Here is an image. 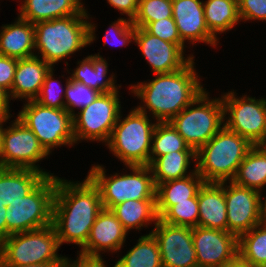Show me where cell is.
<instances>
[{"instance_id": "obj_1", "label": "cell", "mask_w": 266, "mask_h": 267, "mask_svg": "<svg viewBox=\"0 0 266 267\" xmlns=\"http://www.w3.org/2000/svg\"><path fill=\"white\" fill-rule=\"evenodd\" d=\"M103 209L100 191L87 175L81 181L56 175L52 225L60 247L72 244L80 250Z\"/></svg>"}, {"instance_id": "obj_2", "label": "cell", "mask_w": 266, "mask_h": 267, "mask_svg": "<svg viewBox=\"0 0 266 267\" xmlns=\"http://www.w3.org/2000/svg\"><path fill=\"white\" fill-rule=\"evenodd\" d=\"M196 64L193 58L178 71L129 84V95L139 99L135 107L157 122H169L206 89Z\"/></svg>"}, {"instance_id": "obj_3", "label": "cell", "mask_w": 266, "mask_h": 267, "mask_svg": "<svg viewBox=\"0 0 266 267\" xmlns=\"http://www.w3.org/2000/svg\"><path fill=\"white\" fill-rule=\"evenodd\" d=\"M94 15H71L34 24L35 56L42 58L52 67L63 61L65 68L72 57L98 40V24ZM97 39V40H96ZM67 60V61H66Z\"/></svg>"}, {"instance_id": "obj_4", "label": "cell", "mask_w": 266, "mask_h": 267, "mask_svg": "<svg viewBox=\"0 0 266 267\" xmlns=\"http://www.w3.org/2000/svg\"><path fill=\"white\" fill-rule=\"evenodd\" d=\"M91 165L87 176L98 187L105 209L111 210L126 200H156V185L149 165H125L121 172L110 175L105 165L98 162Z\"/></svg>"}, {"instance_id": "obj_5", "label": "cell", "mask_w": 266, "mask_h": 267, "mask_svg": "<svg viewBox=\"0 0 266 267\" xmlns=\"http://www.w3.org/2000/svg\"><path fill=\"white\" fill-rule=\"evenodd\" d=\"M253 145L225 125L196 151V172L204 182L232 181Z\"/></svg>"}, {"instance_id": "obj_6", "label": "cell", "mask_w": 266, "mask_h": 267, "mask_svg": "<svg viewBox=\"0 0 266 267\" xmlns=\"http://www.w3.org/2000/svg\"><path fill=\"white\" fill-rule=\"evenodd\" d=\"M123 112L124 109L105 147L124 166L149 165L152 135L158 122L135 106L130 108L128 114Z\"/></svg>"}, {"instance_id": "obj_7", "label": "cell", "mask_w": 266, "mask_h": 267, "mask_svg": "<svg viewBox=\"0 0 266 267\" xmlns=\"http://www.w3.org/2000/svg\"><path fill=\"white\" fill-rule=\"evenodd\" d=\"M207 88L169 123L197 151L224 126V105L219 94L210 96Z\"/></svg>"}, {"instance_id": "obj_8", "label": "cell", "mask_w": 266, "mask_h": 267, "mask_svg": "<svg viewBox=\"0 0 266 267\" xmlns=\"http://www.w3.org/2000/svg\"><path fill=\"white\" fill-rule=\"evenodd\" d=\"M15 116L35 134L40 144L50 154L58 148H74L73 116L65 109L40 105L35 100L23 102ZM56 148V149H55Z\"/></svg>"}, {"instance_id": "obj_9", "label": "cell", "mask_w": 266, "mask_h": 267, "mask_svg": "<svg viewBox=\"0 0 266 267\" xmlns=\"http://www.w3.org/2000/svg\"><path fill=\"white\" fill-rule=\"evenodd\" d=\"M60 245L53 225L15 233L0 243V256L16 265L64 263L66 255L58 253Z\"/></svg>"}, {"instance_id": "obj_10", "label": "cell", "mask_w": 266, "mask_h": 267, "mask_svg": "<svg viewBox=\"0 0 266 267\" xmlns=\"http://www.w3.org/2000/svg\"><path fill=\"white\" fill-rule=\"evenodd\" d=\"M49 158L50 154L31 129L15 116L8 118L1 132L0 167L33 169L45 176H53L54 172L40 165L43 160Z\"/></svg>"}, {"instance_id": "obj_11", "label": "cell", "mask_w": 266, "mask_h": 267, "mask_svg": "<svg viewBox=\"0 0 266 267\" xmlns=\"http://www.w3.org/2000/svg\"><path fill=\"white\" fill-rule=\"evenodd\" d=\"M56 175L46 176L25 197L7 206L6 238L52 225Z\"/></svg>"}, {"instance_id": "obj_12", "label": "cell", "mask_w": 266, "mask_h": 267, "mask_svg": "<svg viewBox=\"0 0 266 267\" xmlns=\"http://www.w3.org/2000/svg\"><path fill=\"white\" fill-rule=\"evenodd\" d=\"M120 90L100 93L89 106L73 115L77 145L82 142L107 144L123 109Z\"/></svg>"}, {"instance_id": "obj_13", "label": "cell", "mask_w": 266, "mask_h": 267, "mask_svg": "<svg viewBox=\"0 0 266 267\" xmlns=\"http://www.w3.org/2000/svg\"><path fill=\"white\" fill-rule=\"evenodd\" d=\"M236 91L233 88L221 91L224 125L253 146L259 145L266 134V96L256 98L247 92L239 96Z\"/></svg>"}, {"instance_id": "obj_14", "label": "cell", "mask_w": 266, "mask_h": 267, "mask_svg": "<svg viewBox=\"0 0 266 267\" xmlns=\"http://www.w3.org/2000/svg\"><path fill=\"white\" fill-rule=\"evenodd\" d=\"M151 233L159 245L162 267H198L192 227L158 219Z\"/></svg>"}, {"instance_id": "obj_15", "label": "cell", "mask_w": 266, "mask_h": 267, "mask_svg": "<svg viewBox=\"0 0 266 267\" xmlns=\"http://www.w3.org/2000/svg\"><path fill=\"white\" fill-rule=\"evenodd\" d=\"M134 44L149 65L152 75L178 71L195 58V52L186 54L179 45L162 40L140 27H136Z\"/></svg>"}, {"instance_id": "obj_16", "label": "cell", "mask_w": 266, "mask_h": 267, "mask_svg": "<svg viewBox=\"0 0 266 267\" xmlns=\"http://www.w3.org/2000/svg\"><path fill=\"white\" fill-rule=\"evenodd\" d=\"M224 193L227 208V231L239 238L260 224L259 192L235 184L224 182Z\"/></svg>"}, {"instance_id": "obj_17", "label": "cell", "mask_w": 266, "mask_h": 267, "mask_svg": "<svg viewBox=\"0 0 266 267\" xmlns=\"http://www.w3.org/2000/svg\"><path fill=\"white\" fill-rule=\"evenodd\" d=\"M192 238L198 267H223L238 256V238L228 231L197 226Z\"/></svg>"}, {"instance_id": "obj_18", "label": "cell", "mask_w": 266, "mask_h": 267, "mask_svg": "<svg viewBox=\"0 0 266 267\" xmlns=\"http://www.w3.org/2000/svg\"><path fill=\"white\" fill-rule=\"evenodd\" d=\"M172 12L179 36L190 50L200 43L211 49L221 47L206 25L203 0H172Z\"/></svg>"}, {"instance_id": "obj_19", "label": "cell", "mask_w": 266, "mask_h": 267, "mask_svg": "<svg viewBox=\"0 0 266 267\" xmlns=\"http://www.w3.org/2000/svg\"><path fill=\"white\" fill-rule=\"evenodd\" d=\"M129 235L116 215L104 208L97 215L86 244L78 251L88 255H112L114 258L113 254L127 247Z\"/></svg>"}, {"instance_id": "obj_20", "label": "cell", "mask_w": 266, "mask_h": 267, "mask_svg": "<svg viewBox=\"0 0 266 267\" xmlns=\"http://www.w3.org/2000/svg\"><path fill=\"white\" fill-rule=\"evenodd\" d=\"M108 59L100 52L90 54L78 59L74 69L66 67L70 79L95 89L100 93L114 92L122 88V83H117L116 71L109 69ZM110 72V73H109ZM109 74V75H108Z\"/></svg>"}, {"instance_id": "obj_21", "label": "cell", "mask_w": 266, "mask_h": 267, "mask_svg": "<svg viewBox=\"0 0 266 267\" xmlns=\"http://www.w3.org/2000/svg\"><path fill=\"white\" fill-rule=\"evenodd\" d=\"M53 67L38 56L18 59L14 74L10 101L35 100L38 96L46 75Z\"/></svg>"}, {"instance_id": "obj_22", "label": "cell", "mask_w": 266, "mask_h": 267, "mask_svg": "<svg viewBox=\"0 0 266 267\" xmlns=\"http://www.w3.org/2000/svg\"><path fill=\"white\" fill-rule=\"evenodd\" d=\"M16 2H20L17 15L32 24L71 15H88L85 0H18Z\"/></svg>"}, {"instance_id": "obj_23", "label": "cell", "mask_w": 266, "mask_h": 267, "mask_svg": "<svg viewBox=\"0 0 266 267\" xmlns=\"http://www.w3.org/2000/svg\"><path fill=\"white\" fill-rule=\"evenodd\" d=\"M198 226L227 231L224 182H204L198 191Z\"/></svg>"}, {"instance_id": "obj_24", "label": "cell", "mask_w": 266, "mask_h": 267, "mask_svg": "<svg viewBox=\"0 0 266 267\" xmlns=\"http://www.w3.org/2000/svg\"><path fill=\"white\" fill-rule=\"evenodd\" d=\"M0 27V55L23 59L35 55L34 24L17 17Z\"/></svg>"}, {"instance_id": "obj_25", "label": "cell", "mask_w": 266, "mask_h": 267, "mask_svg": "<svg viewBox=\"0 0 266 267\" xmlns=\"http://www.w3.org/2000/svg\"><path fill=\"white\" fill-rule=\"evenodd\" d=\"M45 177L33 169L0 167V203L7 207L21 200Z\"/></svg>"}, {"instance_id": "obj_26", "label": "cell", "mask_w": 266, "mask_h": 267, "mask_svg": "<svg viewBox=\"0 0 266 267\" xmlns=\"http://www.w3.org/2000/svg\"><path fill=\"white\" fill-rule=\"evenodd\" d=\"M111 211L129 234L134 231L140 233L143 228L151 233L159 219L156 200H126L115 205Z\"/></svg>"}, {"instance_id": "obj_27", "label": "cell", "mask_w": 266, "mask_h": 267, "mask_svg": "<svg viewBox=\"0 0 266 267\" xmlns=\"http://www.w3.org/2000/svg\"><path fill=\"white\" fill-rule=\"evenodd\" d=\"M204 180L195 171L187 177L160 183L156 186V211L160 218L171 206L177 202L198 198V191Z\"/></svg>"}, {"instance_id": "obj_28", "label": "cell", "mask_w": 266, "mask_h": 267, "mask_svg": "<svg viewBox=\"0 0 266 267\" xmlns=\"http://www.w3.org/2000/svg\"><path fill=\"white\" fill-rule=\"evenodd\" d=\"M149 167L156 186L187 177L196 171V151H175L159 156L149 164Z\"/></svg>"}, {"instance_id": "obj_29", "label": "cell", "mask_w": 266, "mask_h": 267, "mask_svg": "<svg viewBox=\"0 0 266 267\" xmlns=\"http://www.w3.org/2000/svg\"><path fill=\"white\" fill-rule=\"evenodd\" d=\"M208 30L220 41L221 35L241 25L238 3L232 0H203Z\"/></svg>"}, {"instance_id": "obj_30", "label": "cell", "mask_w": 266, "mask_h": 267, "mask_svg": "<svg viewBox=\"0 0 266 267\" xmlns=\"http://www.w3.org/2000/svg\"><path fill=\"white\" fill-rule=\"evenodd\" d=\"M134 244L126 253L118 252L115 267H162L159 245L152 233L141 234Z\"/></svg>"}, {"instance_id": "obj_31", "label": "cell", "mask_w": 266, "mask_h": 267, "mask_svg": "<svg viewBox=\"0 0 266 267\" xmlns=\"http://www.w3.org/2000/svg\"><path fill=\"white\" fill-rule=\"evenodd\" d=\"M232 181L258 192L266 188V152L258 145L253 146L239 165Z\"/></svg>"}, {"instance_id": "obj_32", "label": "cell", "mask_w": 266, "mask_h": 267, "mask_svg": "<svg viewBox=\"0 0 266 267\" xmlns=\"http://www.w3.org/2000/svg\"><path fill=\"white\" fill-rule=\"evenodd\" d=\"M238 256L251 267H266V229L260 224L238 238Z\"/></svg>"}, {"instance_id": "obj_33", "label": "cell", "mask_w": 266, "mask_h": 267, "mask_svg": "<svg viewBox=\"0 0 266 267\" xmlns=\"http://www.w3.org/2000/svg\"><path fill=\"white\" fill-rule=\"evenodd\" d=\"M175 151H195L169 122H158L152 135L149 164L157 157Z\"/></svg>"}, {"instance_id": "obj_34", "label": "cell", "mask_w": 266, "mask_h": 267, "mask_svg": "<svg viewBox=\"0 0 266 267\" xmlns=\"http://www.w3.org/2000/svg\"><path fill=\"white\" fill-rule=\"evenodd\" d=\"M57 68L58 67H53L46 75L43 85L41 86V90L35 101L45 107L65 109L64 96L70 76L68 70L65 69L64 72L66 73V75L61 74V76L59 75V77H57L58 75L55 74ZM61 78L65 79L63 80V84Z\"/></svg>"}, {"instance_id": "obj_35", "label": "cell", "mask_w": 266, "mask_h": 267, "mask_svg": "<svg viewBox=\"0 0 266 267\" xmlns=\"http://www.w3.org/2000/svg\"><path fill=\"white\" fill-rule=\"evenodd\" d=\"M173 17L172 0H138V10L132 23L144 28L148 23Z\"/></svg>"}, {"instance_id": "obj_36", "label": "cell", "mask_w": 266, "mask_h": 267, "mask_svg": "<svg viewBox=\"0 0 266 267\" xmlns=\"http://www.w3.org/2000/svg\"><path fill=\"white\" fill-rule=\"evenodd\" d=\"M198 218V198H189L188 201L171 206L159 219L169 224L193 228L198 226Z\"/></svg>"}, {"instance_id": "obj_37", "label": "cell", "mask_w": 266, "mask_h": 267, "mask_svg": "<svg viewBox=\"0 0 266 267\" xmlns=\"http://www.w3.org/2000/svg\"><path fill=\"white\" fill-rule=\"evenodd\" d=\"M136 26L132 20L125 17H118L117 20L111 21L109 27L103 35V47H125L135 43Z\"/></svg>"}, {"instance_id": "obj_38", "label": "cell", "mask_w": 266, "mask_h": 267, "mask_svg": "<svg viewBox=\"0 0 266 267\" xmlns=\"http://www.w3.org/2000/svg\"><path fill=\"white\" fill-rule=\"evenodd\" d=\"M99 94V91L69 79L64 96L65 110L73 116L89 106Z\"/></svg>"}, {"instance_id": "obj_39", "label": "cell", "mask_w": 266, "mask_h": 267, "mask_svg": "<svg viewBox=\"0 0 266 267\" xmlns=\"http://www.w3.org/2000/svg\"><path fill=\"white\" fill-rule=\"evenodd\" d=\"M144 29L162 40L179 45L185 52H191L188 50L190 48L181 40L173 17L150 22Z\"/></svg>"}, {"instance_id": "obj_40", "label": "cell", "mask_w": 266, "mask_h": 267, "mask_svg": "<svg viewBox=\"0 0 266 267\" xmlns=\"http://www.w3.org/2000/svg\"><path fill=\"white\" fill-rule=\"evenodd\" d=\"M238 13L241 23H266V0H240Z\"/></svg>"}, {"instance_id": "obj_41", "label": "cell", "mask_w": 266, "mask_h": 267, "mask_svg": "<svg viewBox=\"0 0 266 267\" xmlns=\"http://www.w3.org/2000/svg\"><path fill=\"white\" fill-rule=\"evenodd\" d=\"M76 255L75 259L66 256L63 267H109L108 261L103 256L88 255L78 250ZM112 267H115V265L112 264Z\"/></svg>"}, {"instance_id": "obj_42", "label": "cell", "mask_w": 266, "mask_h": 267, "mask_svg": "<svg viewBox=\"0 0 266 267\" xmlns=\"http://www.w3.org/2000/svg\"><path fill=\"white\" fill-rule=\"evenodd\" d=\"M16 58L0 55V87L8 94L14 81V74L17 65Z\"/></svg>"}, {"instance_id": "obj_43", "label": "cell", "mask_w": 266, "mask_h": 267, "mask_svg": "<svg viewBox=\"0 0 266 267\" xmlns=\"http://www.w3.org/2000/svg\"><path fill=\"white\" fill-rule=\"evenodd\" d=\"M106 3L129 20H133L137 14L138 0H106Z\"/></svg>"}, {"instance_id": "obj_44", "label": "cell", "mask_w": 266, "mask_h": 267, "mask_svg": "<svg viewBox=\"0 0 266 267\" xmlns=\"http://www.w3.org/2000/svg\"><path fill=\"white\" fill-rule=\"evenodd\" d=\"M10 103L8 93L0 87V115H16L12 113V103Z\"/></svg>"}, {"instance_id": "obj_45", "label": "cell", "mask_w": 266, "mask_h": 267, "mask_svg": "<svg viewBox=\"0 0 266 267\" xmlns=\"http://www.w3.org/2000/svg\"><path fill=\"white\" fill-rule=\"evenodd\" d=\"M64 263H38V264H28V265H16L7 263L0 256V267H63Z\"/></svg>"}, {"instance_id": "obj_46", "label": "cell", "mask_w": 266, "mask_h": 267, "mask_svg": "<svg viewBox=\"0 0 266 267\" xmlns=\"http://www.w3.org/2000/svg\"><path fill=\"white\" fill-rule=\"evenodd\" d=\"M6 214L7 207L0 203V243L6 239Z\"/></svg>"}, {"instance_id": "obj_47", "label": "cell", "mask_w": 266, "mask_h": 267, "mask_svg": "<svg viewBox=\"0 0 266 267\" xmlns=\"http://www.w3.org/2000/svg\"><path fill=\"white\" fill-rule=\"evenodd\" d=\"M223 267H251L247 262L237 256L232 262L225 264Z\"/></svg>"}, {"instance_id": "obj_48", "label": "cell", "mask_w": 266, "mask_h": 267, "mask_svg": "<svg viewBox=\"0 0 266 267\" xmlns=\"http://www.w3.org/2000/svg\"><path fill=\"white\" fill-rule=\"evenodd\" d=\"M266 188L259 192L260 196V213H266ZM264 193V194H263Z\"/></svg>"}, {"instance_id": "obj_49", "label": "cell", "mask_w": 266, "mask_h": 267, "mask_svg": "<svg viewBox=\"0 0 266 267\" xmlns=\"http://www.w3.org/2000/svg\"><path fill=\"white\" fill-rule=\"evenodd\" d=\"M11 116L13 115H0V140L2 129L5 126V123L7 122L8 118H10Z\"/></svg>"}, {"instance_id": "obj_50", "label": "cell", "mask_w": 266, "mask_h": 267, "mask_svg": "<svg viewBox=\"0 0 266 267\" xmlns=\"http://www.w3.org/2000/svg\"><path fill=\"white\" fill-rule=\"evenodd\" d=\"M260 225L266 229V213H261Z\"/></svg>"}, {"instance_id": "obj_51", "label": "cell", "mask_w": 266, "mask_h": 267, "mask_svg": "<svg viewBox=\"0 0 266 267\" xmlns=\"http://www.w3.org/2000/svg\"><path fill=\"white\" fill-rule=\"evenodd\" d=\"M262 150H264L266 152V134L264 139L259 143L258 145Z\"/></svg>"}, {"instance_id": "obj_52", "label": "cell", "mask_w": 266, "mask_h": 267, "mask_svg": "<svg viewBox=\"0 0 266 267\" xmlns=\"http://www.w3.org/2000/svg\"><path fill=\"white\" fill-rule=\"evenodd\" d=\"M232 1H234V2H236V3H239L240 0H232Z\"/></svg>"}]
</instances>
